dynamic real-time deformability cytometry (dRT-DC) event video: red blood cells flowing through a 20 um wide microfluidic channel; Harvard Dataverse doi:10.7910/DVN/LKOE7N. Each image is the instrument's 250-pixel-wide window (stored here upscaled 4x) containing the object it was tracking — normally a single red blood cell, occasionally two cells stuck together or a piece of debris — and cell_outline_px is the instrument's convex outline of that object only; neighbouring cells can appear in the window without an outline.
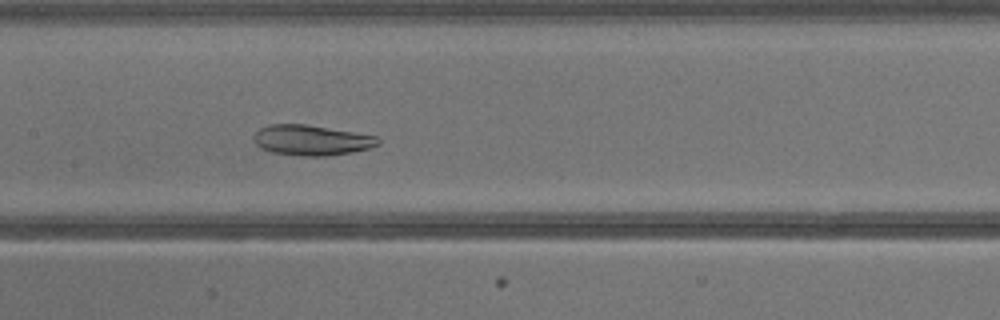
{"species": "common noctule bat (a hibernating species)", "species_latin": "Nyctalus noctula", "temperature_condition": "warm", "stored_images_in_passage": 41, "camera_frame_rate_fps": 3000, "um_per_image_px": 0.085, "animal": {"sex": "male", "body_mass_g": 13.3}, "frame": {"image": 1, "passage_image": 21, "time_ms": 6.667, "image_size_px": [1000, 320], "cell_outline_px": [[380, 144], [372, 148], [352, 152], [328, 156], [300, 156], [272, 152], [260, 148], [252, 140], [252, 136], [260, 128], [268, 124], [308, 124], [380, 136]], "centroid_in_image_um": [26.51, 11.91], "position_along_channel_um": 180.9, "area_um2": 22.48}}
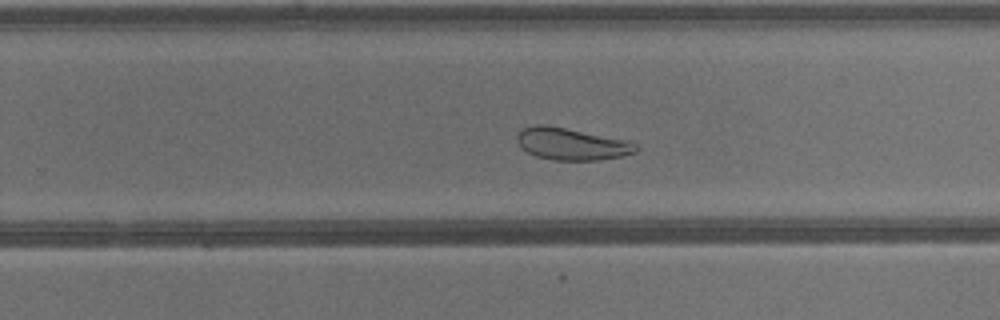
{"frame": {"image": 2, "passage_image": 27, "time_ms": 8.667, "image_size_px": [1000, 320], "cell_outline_px": [[640, 148], [636, 152], [620, 156], [596, 160], [556, 160], [536, 156], [520, 148], [516, 140], [516, 136], [524, 128], [536, 124], [544, 124], [628, 140], [636, 144]], "centroid_in_image_um": [48.57, 12.23], "position_along_channel_um": 281.2, "area_um2": 22.08}}
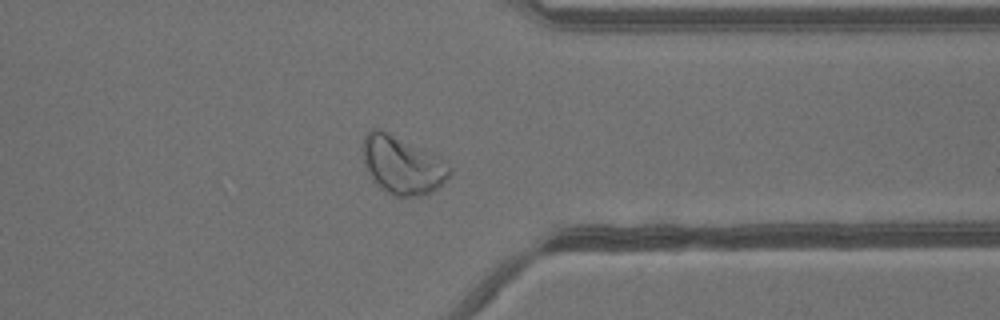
{"frame": {"image": 3, "passage_image": 33, "time_ms": 10.667, "image_size_px": [1000, 320], "cell_outline_px": [[452, 176], [428, 196], [392, 196], [384, 192], [372, 180], [364, 164], [364, 136], [372, 128], [376, 128], [432, 152], [448, 160], [452, 168]], "centroid_in_image_um": [34.28, 14.08], "position_along_channel_um": 377.1, "area_um2": 29.77}}